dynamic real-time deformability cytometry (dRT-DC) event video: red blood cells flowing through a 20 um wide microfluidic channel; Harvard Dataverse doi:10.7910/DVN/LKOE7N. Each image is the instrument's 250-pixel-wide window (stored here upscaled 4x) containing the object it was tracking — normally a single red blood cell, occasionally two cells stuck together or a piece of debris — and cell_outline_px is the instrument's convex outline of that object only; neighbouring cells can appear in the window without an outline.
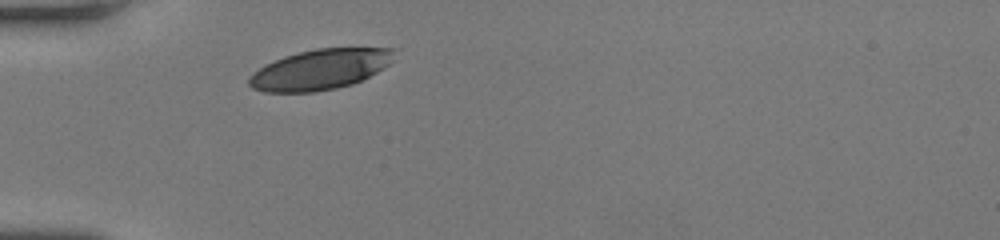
{"species": "human", "species_latin": "Homo sapiens", "temperature_condition": "room temperature", "stored_images_in_passage": 27, "camera_frame_rate_fps": 3000, "um_per_image_px": 0.085, "donor": {"sex": "female"}, "frame": {"image": 1, "passage_image": 1, "time_ms": 0.0, "image_size_px": [1000, 240], "cell_outline_px": [[396, 48], [388, 64], [376, 72], [352, 84], [336, 88], [316, 92], [264, 92], [252, 88], [248, 84], [248, 76], [252, 72], [284, 56], [316, 48]], "centroid_in_image_um": [27.16, 5.91], "position_along_channel_um": 57.8, "area_um2": 33.76}}
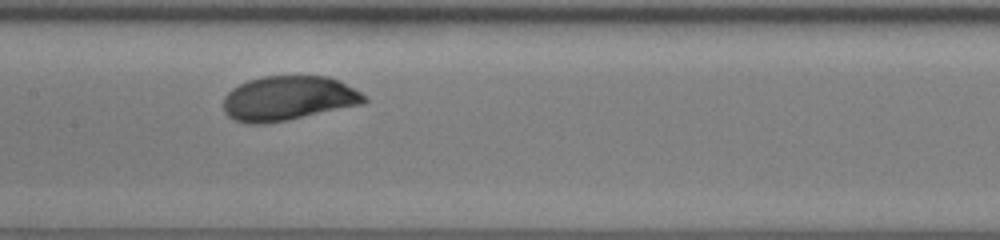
{"frame": {"image": 2, "passage_image": 11, "time_ms": 3.333, "image_size_px": [1000, 240], "cell_outline_px": [[368, 100], [364, 104], [288, 120], [264, 124], [248, 124], [236, 120], [228, 116], [224, 112], [224, 96], [232, 88], [248, 80], [264, 76], [328, 76], [340, 80], [360, 92]], "centroid_in_image_um": [24.51, 8.36], "position_along_channel_um": 182.9, "area_um2": 36.7}}
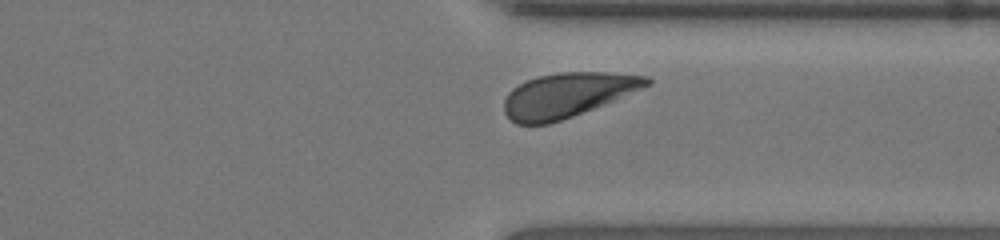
{"frame": {"image": 3, "passage_image": 24, "time_ms": 7.667, "image_size_px": [1000, 240], "cell_outline_px": [[652, 84], [572, 116], [548, 124], [516, 124], [504, 112], [504, 100], [508, 92], [512, 88], [528, 80], [540, 76], [560, 72], [604, 72], [648, 76], [652, 80]], "centroid_in_image_um": [48.2, 8.07], "position_along_channel_um": 363.2, "area_um2": 36.3}, "authors_computed_cell_mechanics": {"area_um2": 37.1654, "velocity_mm_per_s": 4.1395, "shape_relaxation_time_tau1_ms": 2.953, "shape_relaxation_time_tau2_ms": null, "deformation_change_tau1": 0.1455, "deformation_change_tau2": null}}